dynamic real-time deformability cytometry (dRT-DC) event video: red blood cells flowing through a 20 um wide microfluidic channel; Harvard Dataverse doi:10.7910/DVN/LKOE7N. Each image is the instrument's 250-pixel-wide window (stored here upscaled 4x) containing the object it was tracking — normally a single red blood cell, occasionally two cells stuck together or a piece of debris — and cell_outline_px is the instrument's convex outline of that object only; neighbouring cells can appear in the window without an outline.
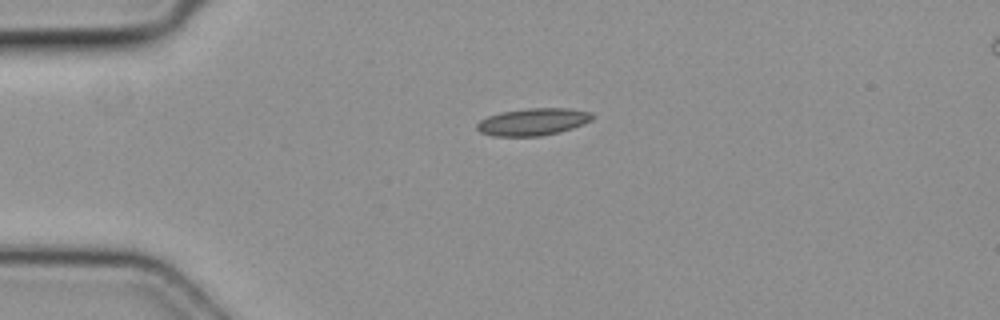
{"species": "common noctule bat (a hibernating species)", "species_latin": "Nyctalus noctula", "temperature_condition": "cold", "stored_images_in_passage": 3, "camera_frame_rate_fps": 3000, "um_per_image_px": 0.085, "animal": {"sex": "female", "body_mass_g": 19.3, "forearm_length_mm": 54.1}, "frame": {"image": 1, "passage_image": 1, "time_ms": 0.0, "image_size_px": [1000, 320], "cell_outline_px": [[596, 116], [592, 120], [584, 124], [560, 132], [540, 136], [492, 136], [480, 132], [476, 128], [476, 124], [480, 120], [488, 116], [500, 112], [528, 108], [568, 108], [592, 112]], "centroid_in_image_um": [45.33, 10.35], "position_along_channel_um": 39.7, "area_um2": 18.5}}
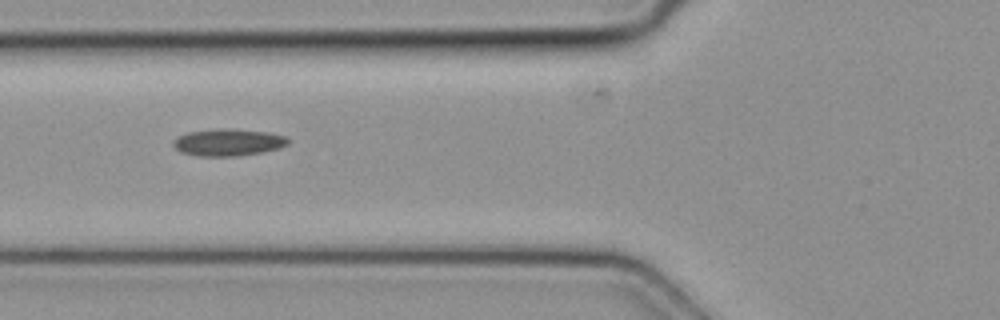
{"frame": {"image": 2, "passage_image": 3, "time_ms": 0.667, "image_size_px": [1000, 320], "cell_outline_px": [[288, 144], [280, 148], [240, 156], [196, 156], [180, 152], [172, 144], [172, 140], [188, 132], [220, 128], [228, 128], [268, 132], [288, 136]], "centroid_in_image_um": [19.4, 12.1], "position_along_channel_um": 106.4, "area_um2": 18.21}}